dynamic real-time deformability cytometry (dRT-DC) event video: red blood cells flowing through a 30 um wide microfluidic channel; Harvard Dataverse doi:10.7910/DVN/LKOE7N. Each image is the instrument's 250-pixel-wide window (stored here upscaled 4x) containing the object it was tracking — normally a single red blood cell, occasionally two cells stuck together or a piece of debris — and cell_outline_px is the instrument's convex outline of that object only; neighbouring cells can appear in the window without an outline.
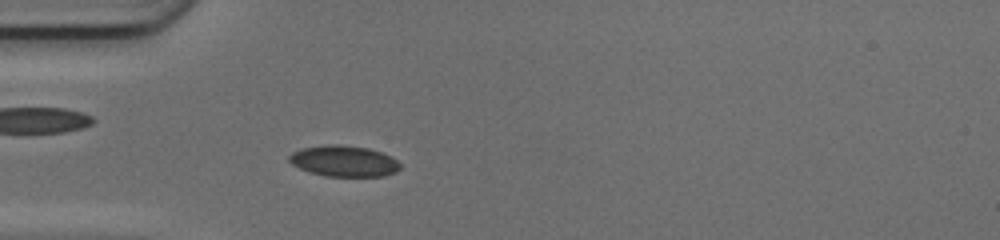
{"species": "common noctule bat (a hibernating species)", "species_latin": "Nyctalus noctula", "temperature_condition": "cold", "stored_images_in_passage": 46, "camera_frame_rate_fps": 3000, "um_per_image_px": 0.085, "animal": {"sex": "female", "body_mass_g": 17.0, "forearm_length_mm": 48.0}, "frame": {"image": 1, "passage_image": 12, "time_ms": 3.667, "image_size_px": [1000, 240], "cell_outline_px": [[400, 168], [396, 172], [384, 176], [324, 176], [308, 172], [292, 164], [288, 160], [288, 156], [292, 152], [300, 148], [328, 144], [340, 144], [368, 148], [380, 152], [396, 160], [400, 164]], "centroid_in_image_um": [29.19, 13.69], "position_along_channel_um": 55.8, "area_um2": 20.11}}
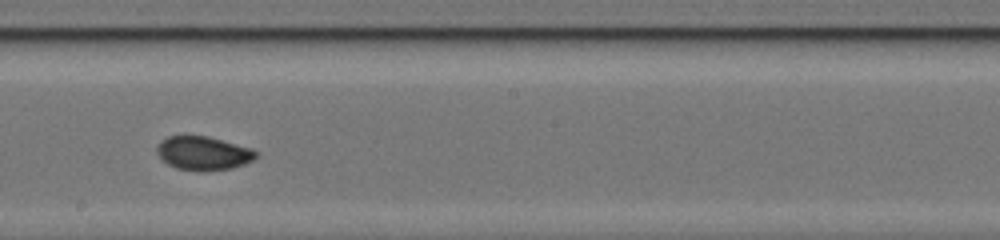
{"frame": {"image": 2, "passage_image": 25, "time_ms": 8.0, "image_size_px": [1000, 240], "cell_outline_px": [[260, 152], [252, 160], [244, 164], [232, 168], [176, 168], [168, 164], [156, 152], [156, 144], [160, 140], [168, 136], [208, 136], [252, 148]], "centroid_in_image_um": [17.28, 12.96], "position_along_channel_um": 230.9, "area_um2": 18.84}}
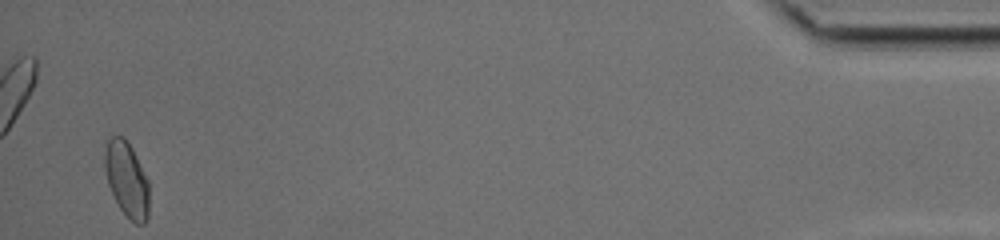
{"frame": {"image": 3, "passage_image": 45, "time_ms": 14.667, "image_size_px": [1000, 240], "cell_outline_px": [[148, 216], [144, 224], [136, 224], [120, 208], [108, 184], [104, 168], [104, 152], [108, 140], [112, 136], [124, 136], [132, 148], [148, 180]], "centroid_in_image_um": [10.77, 15.22], "position_along_channel_um": 424.4, "area_um2": 19.19}, "authors_computed_cell_mechanics": {"area_um2": 19.2474, "velocity_mm_per_s": 4.1908, "shape_relaxation_time_tau1_ms": null, "shape_relaxation_time_tau2_ms": 0.8544, "deformation_change_tau1": null, "deformation_change_tau2": 0.0439}}